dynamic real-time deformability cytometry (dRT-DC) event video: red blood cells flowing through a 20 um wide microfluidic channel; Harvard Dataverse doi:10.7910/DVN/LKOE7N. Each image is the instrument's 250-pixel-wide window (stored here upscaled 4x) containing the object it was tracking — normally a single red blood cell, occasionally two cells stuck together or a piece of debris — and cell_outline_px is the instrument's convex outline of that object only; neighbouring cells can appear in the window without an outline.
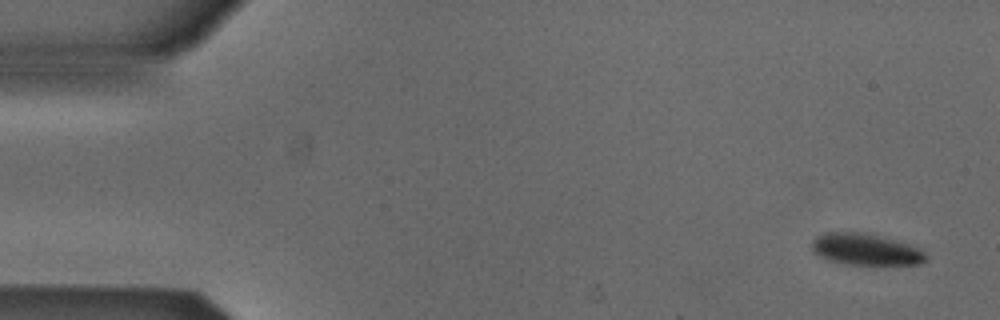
{"species": "Egyptian fruit bat (a non-hibernating species)", "species_latin": "Rousettus aegyptiacus", "temperature_condition": "cold", "stored_images_in_passage": 52, "camera_frame_rate_fps": 3000, "um_per_image_px": 0.085, "animal": {"sex": "male"}, "frame": {"image": 1, "passage_image": 1, "time_ms": 0.0, "image_size_px": [1000, 320], "cell_outline_px": [[924, 260], [920, 264], [848, 264], [828, 260], [812, 252], [812, 240], [816, 236], [824, 232], [864, 232], [896, 240], [920, 248], [924, 252]], "centroid_in_image_um": [73.52, 21.18], "position_along_channel_um": 11.5, "area_um2": 20.81}}
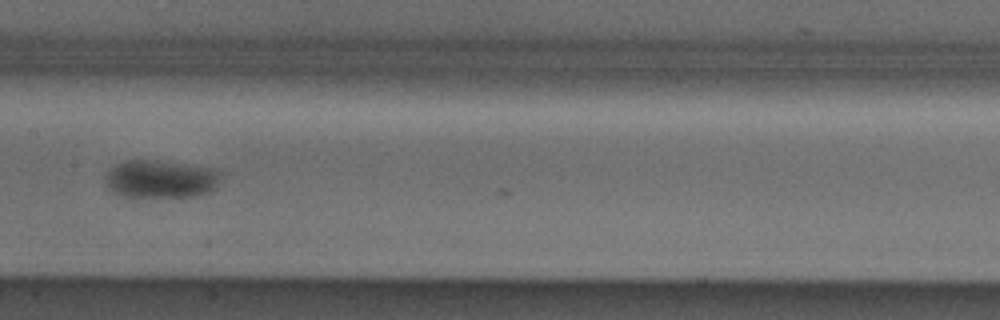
{"frame": {"image": 2, "passage_image": 25, "time_ms": 8.0, "image_size_px": [1000, 320], "cell_outline_px": [[220, 172], [216, 188], [208, 192], [196, 196], [124, 196], [112, 192], [108, 188], [108, 172], [116, 164], [128, 160], [156, 160], [212, 168]], "centroid_in_image_um": [13.68, 15.21], "position_along_channel_um": 193.7, "area_um2": 24.97}}
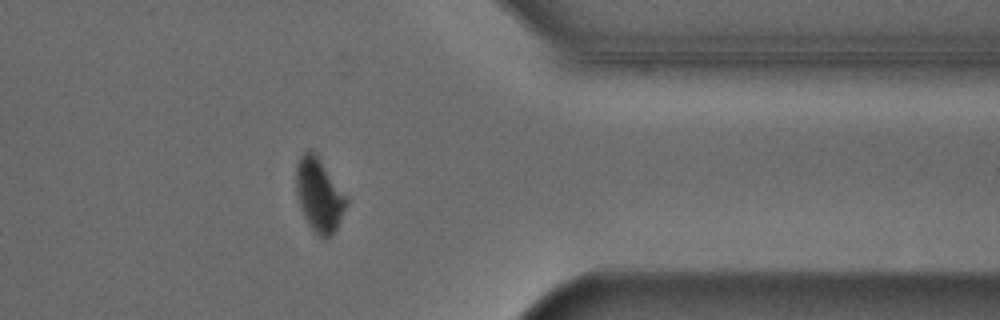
{"frame": {"image": 3, "passage_image": 41, "time_ms": 13.333, "image_size_px": [1000, 320], "cell_outline_px": [[348, 200], [340, 220], [336, 228], [324, 240], [308, 224], [300, 208], [296, 196], [296, 164], [300, 156], [304, 152], [312, 148], [316, 152]], "centroid_in_image_um": [27.08, 16.52], "position_along_channel_um": 384.3, "area_um2": 21.27}, "authors_computed_cell_mechanics": {"area_um2": 23.2067, "velocity_mm_per_s": 3.8434, "shape_relaxation_time_tau1_ms": 2.0158, "shape_relaxation_time_tau2_ms": null, "deformation_change_tau1": 0.0658, "deformation_change_tau2": null}}